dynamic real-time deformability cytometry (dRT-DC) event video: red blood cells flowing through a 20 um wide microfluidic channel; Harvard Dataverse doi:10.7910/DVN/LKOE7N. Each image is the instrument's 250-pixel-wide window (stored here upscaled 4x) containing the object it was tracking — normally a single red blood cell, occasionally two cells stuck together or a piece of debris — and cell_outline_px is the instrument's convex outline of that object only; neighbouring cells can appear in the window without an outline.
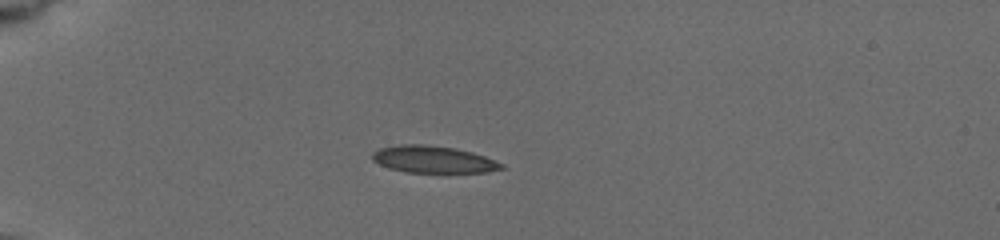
{"species": "common noctule bat (a hibernating species)", "species_latin": "Nyctalus noctula", "temperature_condition": "cold", "stored_images_in_passage": 13, "camera_frame_rate_fps": 3000, "um_per_image_px": 0.085, "animal": {"sex": "female", "body_mass_g": 19.5, "forearm_length_mm": 54.1}, "frame": {"image": 1, "passage_image": 1, "time_ms": 0.0, "image_size_px": [1000, 240], "cell_outline_px": [[504, 168], [488, 172], [404, 172], [388, 168], [372, 160], [372, 152], [380, 148], [400, 144], [428, 144], [456, 148], [472, 152], [484, 156], [504, 164]], "centroid_in_image_um": [36.81, 13.54], "position_along_channel_um": 48.2, "area_um2": 20.4}}
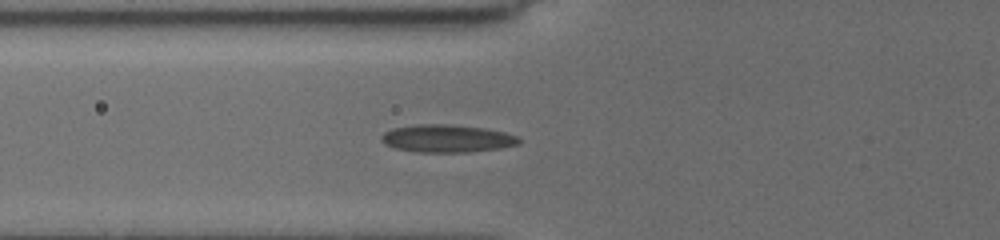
{"frame": {"image": 2, "passage_image": 9, "time_ms": 2.0, "image_size_px": [1000, 240], "cell_outline_px": [[520, 144], [500, 148], [468, 152], [416, 152], [396, 148], [384, 144], [380, 140], [380, 136], [384, 132], [392, 128], [416, 124], [452, 124], [484, 128], [504, 132], [516, 136], [520, 140]], "centroid_in_image_um": [37.96, 11.77], "position_along_channel_um": 87.8, "area_um2": 22.31}}
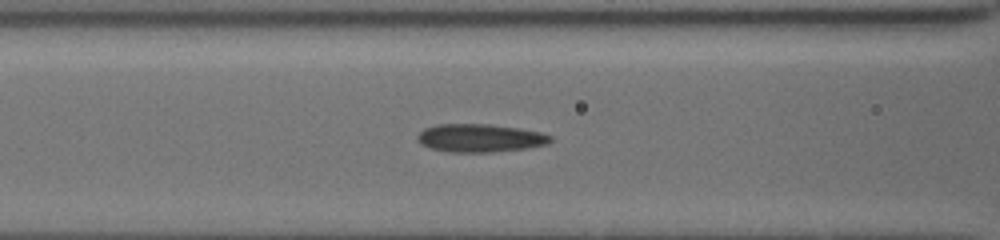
{"frame": {"image": 3, "passage_image": 12, "time_ms": 3.0, "image_size_px": [1000, 240], "cell_outline_px": [[552, 140], [548, 144], [528, 148], [492, 152], [448, 152], [432, 148], [420, 144], [416, 140], [416, 136], [424, 128], [436, 124], [488, 124], [516, 128], [540, 132], [552, 136]], "centroid_in_image_um": [40.77, 11.73], "position_along_channel_um": 125.8, "area_um2": 21.85}}